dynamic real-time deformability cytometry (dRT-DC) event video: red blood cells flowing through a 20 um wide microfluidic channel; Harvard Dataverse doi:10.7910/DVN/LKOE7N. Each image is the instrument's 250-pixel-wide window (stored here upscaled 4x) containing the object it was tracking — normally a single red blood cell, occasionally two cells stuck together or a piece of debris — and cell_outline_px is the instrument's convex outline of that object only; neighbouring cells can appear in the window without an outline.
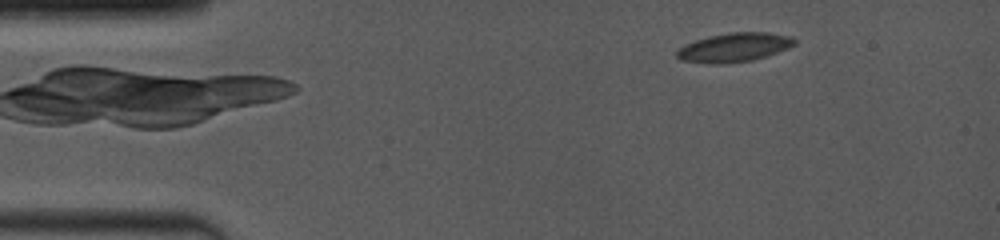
{"species": "common noctule bat (a hibernating species)", "species_latin": "Nyctalus noctula", "temperature_condition": "room temperature", "stored_images_in_passage": 30, "camera_frame_rate_fps": 4000, "um_per_image_px": 0.085, "animal": {"sex": "female", "body_mass_g": 19.0, "forearm_length_mm": 53.3}, "frame": {"image": 1, "passage_image": 9, "time_ms": 2.25, "image_size_px": [1000, 240], "cell_outline_px": [[796, 44], [788, 48], [768, 56], [752, 60], [724, 64], [704, 64], [680, 60], [676, 56], [676, 52], [680, 48], [696, 40], [712, 36], [732, 32], [768, 32], [792, 36], [796, 40]], "centroid_in_image_um": [62.44, 4.04], "position_along_channel_um": 22.6, "area_um2": 19.94}}
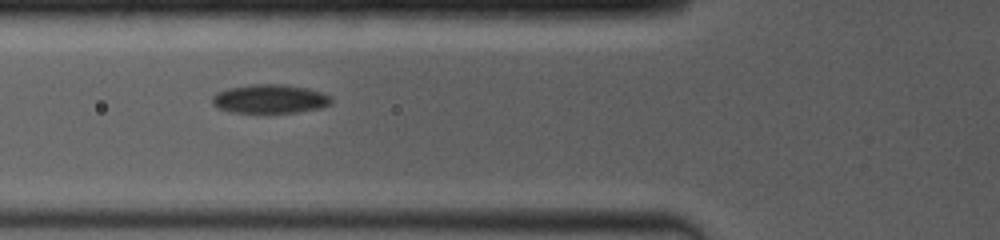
{"frame": {"image": 2, "passage_image": 24, "time_ms": 6.25, "image_size_px": [1000, 240], "cell_outline_px": [[332, 104], [320, 108], [296, 112], [232, 112], [216, 108], [212, 104], [212, 96], [216, 92], [228, 88], [252, 84], [284, 84], [308, 88], [332, 96]], "centroid_in_image_um": [22.93, 8.4], "position_along_channel_um": 102.9, "area_um2": 20.11}}
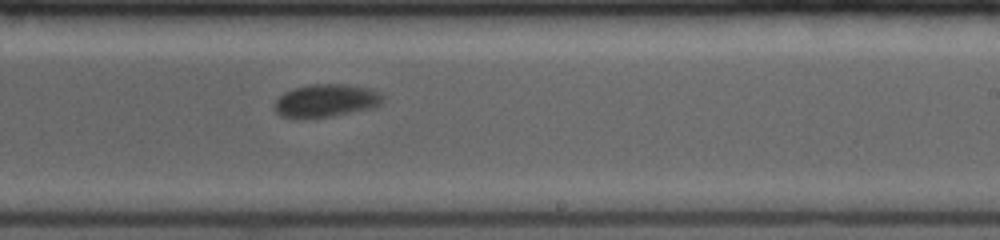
{"frame": {"image": 3, "passage_image": 30, "time_ms": 10.25, "image_size_px": [1000, 240], "cell_outline_px": [[380, 104], [376, 108], [332, 116], [280, 116], [276, 112], [276, 100], [284, 92], [296, 88], [312, 84], [348, 84], [364, 88], [376, 92], [380, 96]], "centroid_in_image_um": [27.72, 8.54], "position_along_channel_um": 261.3, "area_um2": 19.94}}